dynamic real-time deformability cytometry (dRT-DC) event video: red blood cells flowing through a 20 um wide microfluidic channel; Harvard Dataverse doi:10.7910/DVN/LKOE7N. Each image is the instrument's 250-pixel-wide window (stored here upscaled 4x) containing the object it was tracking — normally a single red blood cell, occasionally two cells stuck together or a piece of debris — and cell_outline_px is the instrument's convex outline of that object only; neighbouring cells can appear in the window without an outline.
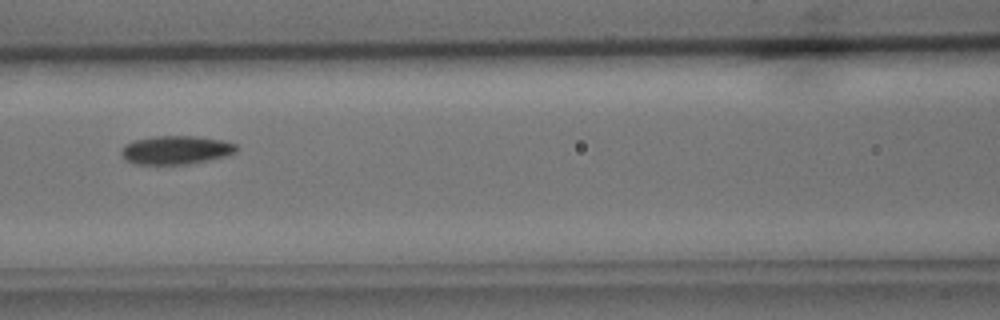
{"species": "common noctule bat (a hibernating species)", "species_latin": "Nyctalus noctula", "temperature_condition": "cold", "stored_images_in_passage": 9, "camera_frame_rate_fps": 3000, "um_per_image_px": 0.085, "animal": {"sex": "male", "body_mass_g": 15.6}, "frame": {"image": 1, "passage_image": 7, "time_ms": 7.333, "image_size_px": [1000, 320], "cell_outline_px": [[236, 152], [224, 156], [188, 164], [136, 164], [128, 160], [120, 152], [120, 148], [124, 144], [132, 140], [152, 136], [196, 136], [220, 140], [236, 144]], "centroid_in_image_um": [14.9, 12.73], "position_along_channel_um": 151.7, "area_um2": 19.02}}
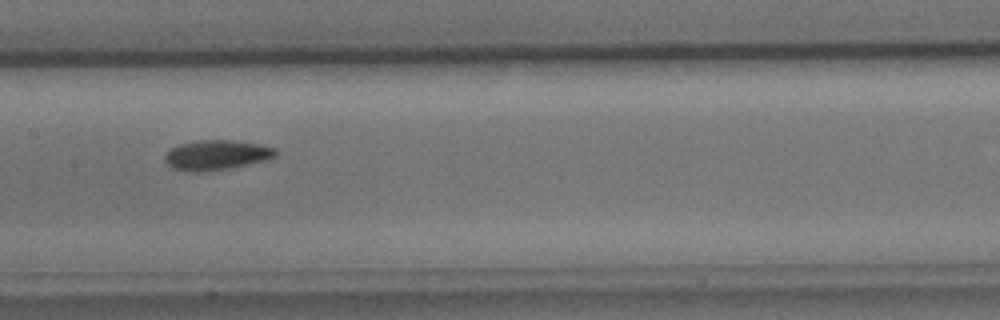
{"frame": {"image": 2, "passage_image": 8, "time_ms": 8.333, "image_size_px": [1000, 320], "cell_outline_px": [[276, 156], [268, 160], [228, 168], [200, 172], [188, 172], [172, 168], [164, 160], [164, 156], [172, 148], [180, 144], [200, 140], [232, 140], [260, 144], [276, 148]], "centroid_in_image_um": [18.41, 13.18], "position_along_channel_um": 189.0, "area_um2": 19.25}}
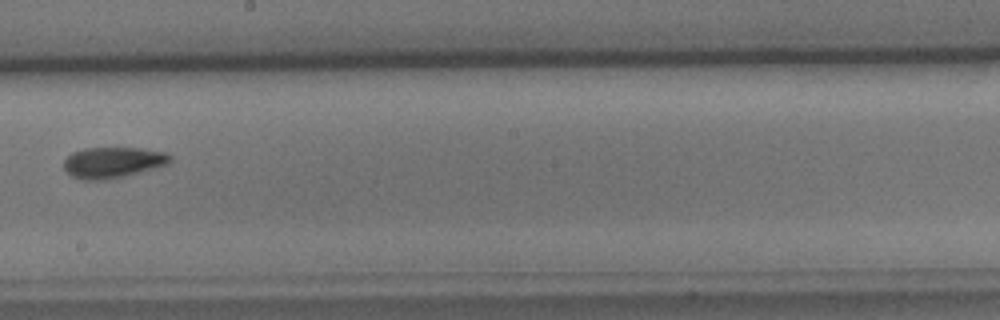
{"frame": {"image": 3, "passage_image": 9, "time_ms": 9.667, "image_size_px": [1000, 320], "cell_outline_px": [[172, 160], [168, 164], [140, 172], [124, 176], [104, 180], [84, 180], [72, 176], [64, 168], [64, 160], [72, 152], [84, 148], [144, 148], [168, 152], [172, 156]], "centroid_in_image_um": [9.63, 13.79], "position_along_channel_um": 238.6, "area_um2": 19.25}}